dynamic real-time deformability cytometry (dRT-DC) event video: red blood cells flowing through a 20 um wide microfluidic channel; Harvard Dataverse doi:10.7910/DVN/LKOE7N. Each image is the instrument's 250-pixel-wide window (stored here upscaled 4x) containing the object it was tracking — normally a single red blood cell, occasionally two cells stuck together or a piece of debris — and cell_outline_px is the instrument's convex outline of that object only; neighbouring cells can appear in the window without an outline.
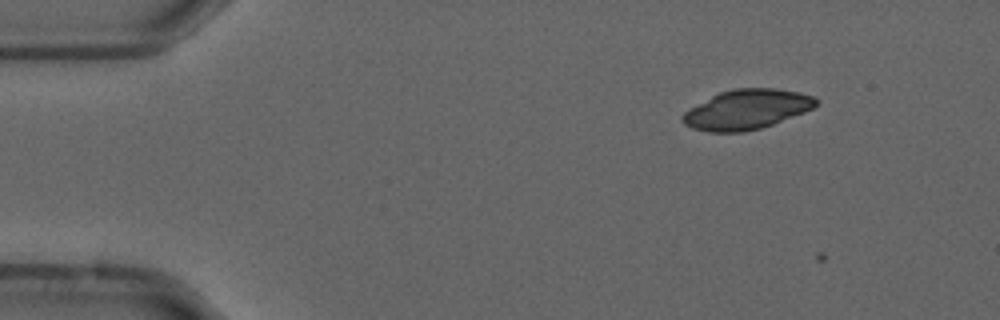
{"species": "common noctule bat (a hibernating species)", "species_latin": "Nyctalus noctula", "temperature_condition": "cold", "stored_images_in_passage": 2, "camera_frame_rate_fps": 3000, "um_per_image_px": 0.085, "animal": {"sex": "male", "forearm_length_mm": 52.5}, "frame": {"image": 1, "passage_image": 1, "time_ms": 0.0, "image_size_px": [1000, 320], "cell_outline_px": [[820, 104], [804, 112], [772, 124], [760, 128], [744, 132], [708, 132], [692, 128], [684, 124], [680, 120], [680, 116], [684, 112], [712, 96], [720, 92], [736, 88], [776, 88], [796, 92], [812, 96], [820, 100]], "centroid_in_image_um": [63.47, 9.31], "position_along_channel_um": 21.5, "area_um2": 30.75}}